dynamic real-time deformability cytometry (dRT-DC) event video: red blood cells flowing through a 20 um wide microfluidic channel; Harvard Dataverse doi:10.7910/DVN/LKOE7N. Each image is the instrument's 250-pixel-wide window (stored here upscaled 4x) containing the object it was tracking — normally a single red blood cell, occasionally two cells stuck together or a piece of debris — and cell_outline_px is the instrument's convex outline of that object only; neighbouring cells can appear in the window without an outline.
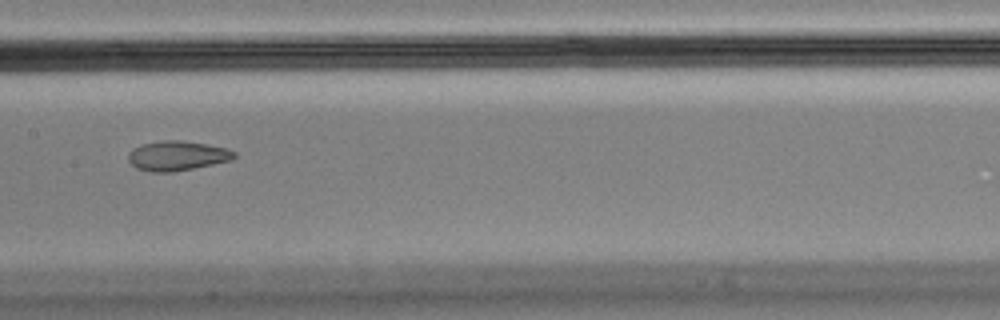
{"species": "Egyptian fruit bat (a non-hibernating species)", "species_latin": "Rousettus aegyptiacus", "temperature_condition": "cold", "stored_images_in_passage": 6, "camera_frame_rate_fps": 3000, "um_per_image_px": 0.085, "animal": {"sex": "male"}, "frame": {"image": 1, "passage_image": 5, "time_ms": 1.333, "image_size_px": [1000, 320], "cell_outline_px": [[236, 156], [232, 160], [172, 172], [148, 172], [136, 168], [128, 160], [128, 152], [132, 148], [140, 144], [164, 140], [180, 140], [208, 144], [224, 148], [236, 152]], "centroid_in_image_um": [15.02, 13.23], "position_along_channel_um": 192.4, "area_um2": 18.38}}
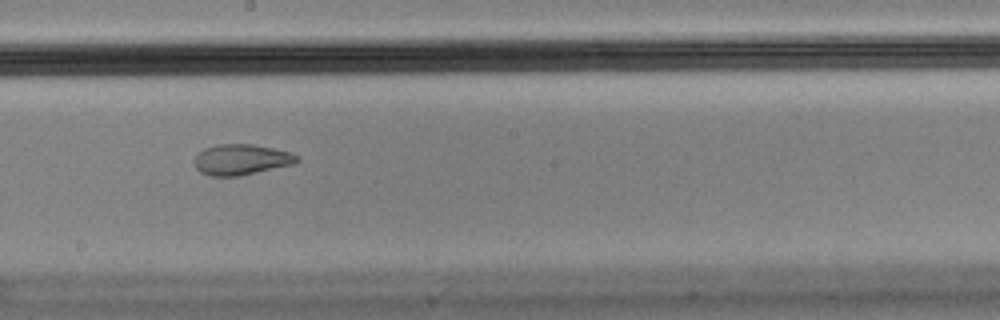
{"frame": {"image": 2, "passage_image": 6, "time_ms": 1.667, "image_size_px": [1000, 320], "cell_outline_px": [[300, 160], [292, 164], [240, 176], [212, 176], [200, 172], [196, 168], [196, 152], [204, 148], [216, 144], [252, 144], [292, 152]], "centroid_in_image_um": [20.48, 13.55], "position_along_channel_um": 227.7, "area_um2": 18.26}}